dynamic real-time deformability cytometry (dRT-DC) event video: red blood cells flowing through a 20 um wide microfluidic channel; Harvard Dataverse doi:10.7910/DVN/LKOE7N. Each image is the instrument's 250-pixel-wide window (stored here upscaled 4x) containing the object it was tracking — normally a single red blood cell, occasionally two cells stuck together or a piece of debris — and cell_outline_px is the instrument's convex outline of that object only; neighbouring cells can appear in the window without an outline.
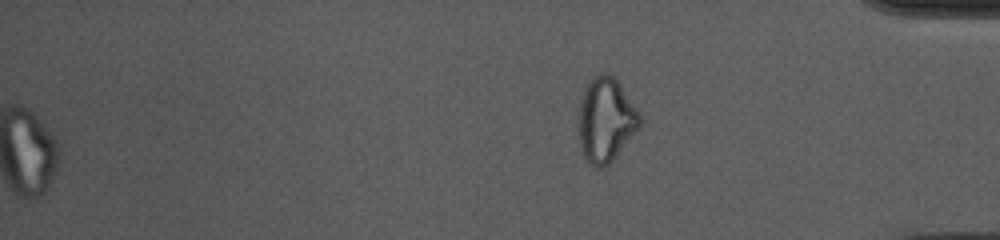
{"species": "common noctule bat (a hibernating species)", "species_latin": "Nyctalus noctula", "temperature_condition": "cold", "stored_images_in_passage": 54, "segment_of_instrument_passage": [2, 2], "camera_frame_rate_fps": 3000, "um_per_image_px": 0.085, "animal": {"sex": "female", "body_mass_g": 10.0, "forearm_length_mm": 53.1}, "frame": {"image": 1, "passage_image": 54, "time_ms": 17.667, "image_size_px": [1000, 240], "cell_outline_px": [[640, 128], [616, 156], [604, 168], [596, 168], [584, 156], [580, 148], [580, 100], [584, 88], [588, 80], [592, 76], [600, 72], [604, 72], [612, 76], [616, 80], [636, 108], [640, 116]], "centroid_in_image_um": [51.49, 10.18], "position_along_channel_um": 383.7, "area_um2": 29.71}}